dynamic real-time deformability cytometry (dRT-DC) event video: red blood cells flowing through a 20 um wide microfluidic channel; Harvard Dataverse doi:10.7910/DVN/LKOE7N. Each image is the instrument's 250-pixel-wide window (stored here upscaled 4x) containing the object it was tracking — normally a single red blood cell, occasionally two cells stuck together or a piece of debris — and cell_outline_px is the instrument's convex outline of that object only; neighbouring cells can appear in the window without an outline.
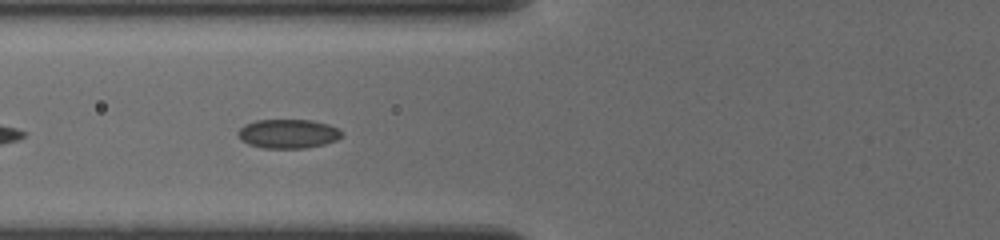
{"species": "common noctule bat (a hibernating species)", "species_latin": "Nyctalus noctula", "temperature_condition": "cold", "stored_images_in_passage": 14, "camera_frame_rate_fps": 3000, "um_per_image_px": 0.085, "animal": {"sex": "female", "body_mass_g": 19.5, "forearm_length_mm": 54.1}, "frame": {"image": 1, "passage_image": 4, "time_ms": 1.333, "image_size_px": [1000, 240], "cell_outline_px": [[344, 136], [336, 140], [324, 144], [304, 148], [264, 148], [248, 144], [240, 140], [236, 136], [236, 132], [244, 124], [256, 120], [312, 120], [328, 124], [340, 128], [344, 132]], "centroid_in_image_um": [24.49, 11.36], "position_along_channel_um": 101.3, "area_um2": 17.92}}
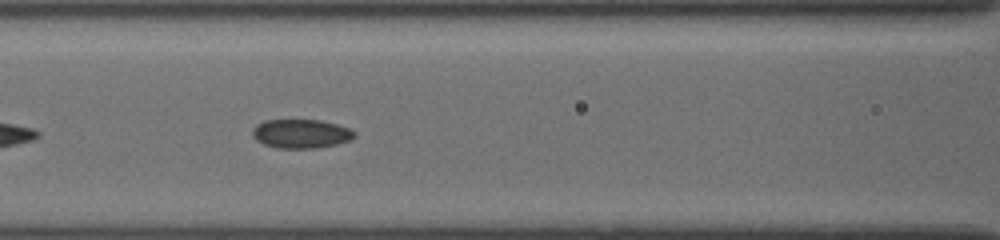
{"frame": {"image": 2, "passage_image": 6, "time_ms": 2.333, "image_size_px": [1000, 240], "cell_outline_px": [[356, 136], [352, 140], [336, 144], [316, 148], [276, 148], [264, 144], [256, 140], [252, 136], [252, 128], [256, 124], [264, 120], [320, 120], [352, 128], [356, 132]], "centroid_in_image_um": [25.6, 11.36], "position_along_channel_um": 141.0, "area_um2": 17.46}}
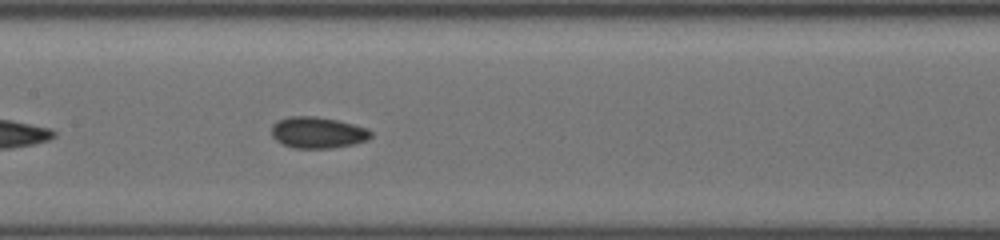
{"frame": {"image": 3, "passage_image": 11, "time_ms": 3.333, "image_size_px": [1000, 240], "cell_outline_px": [[372, 136], [368, 140], [352, 144], [332, 148], [292, 148], [276, 140], [272, 136], [272, 124], [288, 116], [316, 116], [336, 120], [368, 128], [372, 132]], "centroid_in_image_um": [27.01, 11.27], "position_along_channel_um": 180.4, "area_um2": 18.09}}